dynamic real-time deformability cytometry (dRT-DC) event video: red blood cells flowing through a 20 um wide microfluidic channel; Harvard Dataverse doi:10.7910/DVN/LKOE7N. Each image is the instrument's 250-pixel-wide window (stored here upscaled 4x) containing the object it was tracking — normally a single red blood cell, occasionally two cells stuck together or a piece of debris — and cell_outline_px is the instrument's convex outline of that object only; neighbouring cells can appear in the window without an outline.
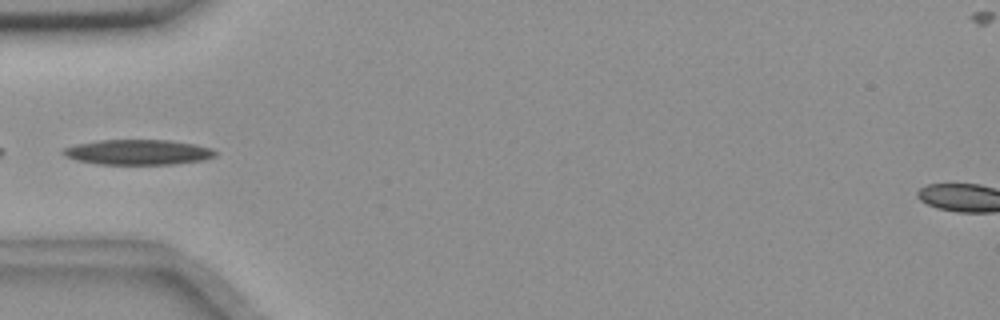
{"species": "common noctule bat (a hibernating species)", "species_latin": "Nyctalus noctula", "temperature_condition": "room temperature", "stored_images_in_passage": 5, "camera_frame_rate_fps": 3000, "um_per_image_px": 0.085, "animal": {"sex": "female", "body_mass_g": 18.4}, "frame": {"image": 1, "passage_image": 5, "time_ms": 5.667, "image_size_px": [1000, 320], "cell_outline_px": [[216, 156], [204, 160], [176, 164], [96, 164], [76, 160], [64, 156], [60, 152], [64, 148], [76, 144], [100, 140], [168, 140], [196, 144], [212, 148], [216, 152]], "centroid_in_image_um": [11.74, 12.94], "position_along_channel_um": 73.3, "area_um2": 22.48}}